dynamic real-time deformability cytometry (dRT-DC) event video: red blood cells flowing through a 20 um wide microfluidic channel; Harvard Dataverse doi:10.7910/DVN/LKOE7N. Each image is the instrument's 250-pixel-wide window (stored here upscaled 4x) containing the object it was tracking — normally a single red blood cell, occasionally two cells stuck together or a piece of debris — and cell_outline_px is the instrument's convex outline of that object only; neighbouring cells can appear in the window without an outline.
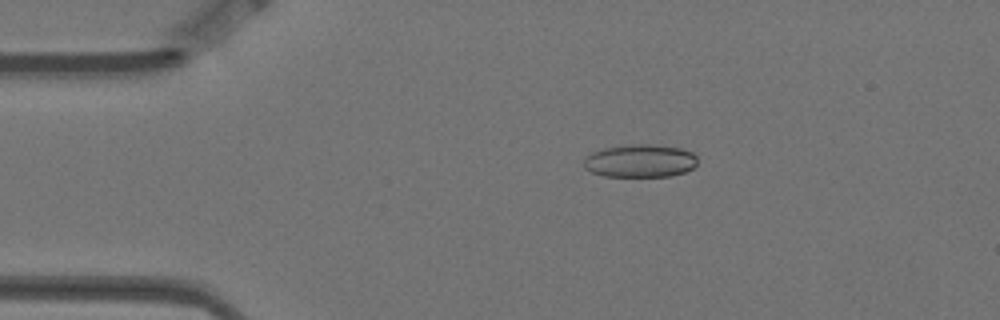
{"species": "Egyptian fruit bat (a non-hibernating species)", "species_latin": "Rousettus aegyptiacus", "temperature_condition": "warm", "stored_images_in_passage": 4, "camera_frame_rate_fps": 3000, "um_per_image_px": 0.085, "animal": {"sex": "female"}, "frame": {"image": 1, "passage_image": 2, "time_ms": 0.333, "image_size_px": [1000, 320], "cell_outline_px": [[696, 164], [692, 168], [684, 172], [668, 176], [604, 176], [592, 172], [584, 168], [584, 160], [592, 152], [604, 148], [624, 144], [652, 144], [680, 148], [692, 152], [696, 156]], "centroid_in_image_um": [54.4, 13.66], "position_along_channel_um": 30.6, "area_um2": 21.79}}